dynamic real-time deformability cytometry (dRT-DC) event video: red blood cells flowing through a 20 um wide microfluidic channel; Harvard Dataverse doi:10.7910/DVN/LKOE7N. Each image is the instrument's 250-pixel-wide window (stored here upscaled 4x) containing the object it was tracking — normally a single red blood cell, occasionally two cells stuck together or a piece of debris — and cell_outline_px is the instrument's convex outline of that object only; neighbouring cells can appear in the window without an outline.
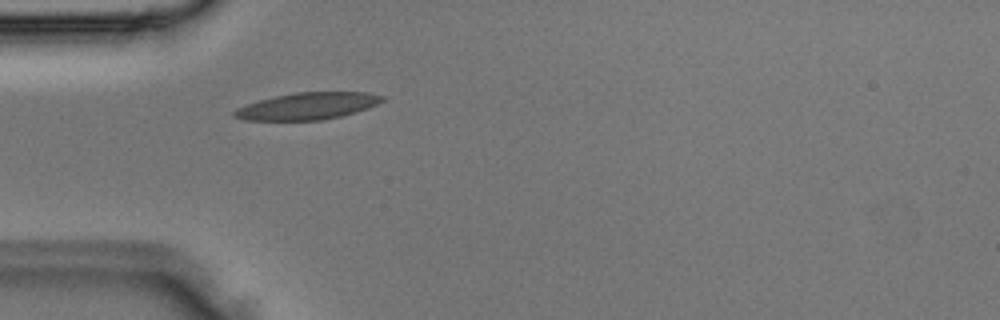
{"species": "Egyptian fruit bat (a non-hibernating species)", "species_latin": "Rousettus aegyptiacus", "temperature_condition": "room temperature", "stored_images_in_passage": 2, "camera_frame_rate_fps": 3000, "um_per_image_px": 0.085, "animal": {"sex": "male"}, "frame": {"image": 1, "passage_image": 2, "time_ms": 0.333, "image_size_px": [1000, 320], "cell_outline_px": [[384, 100], [368, 108], [356, 112], [324, 120], [244, 120], [232, 116], [232, 112], [236, 108], [260, 100], [276, 96], [296, 92], [368, 92], [384, 96]], "centroid_in_image_um": [26.14, 9.02], "position_along_channel_um": 58.9, "area_um2": 23.12}}